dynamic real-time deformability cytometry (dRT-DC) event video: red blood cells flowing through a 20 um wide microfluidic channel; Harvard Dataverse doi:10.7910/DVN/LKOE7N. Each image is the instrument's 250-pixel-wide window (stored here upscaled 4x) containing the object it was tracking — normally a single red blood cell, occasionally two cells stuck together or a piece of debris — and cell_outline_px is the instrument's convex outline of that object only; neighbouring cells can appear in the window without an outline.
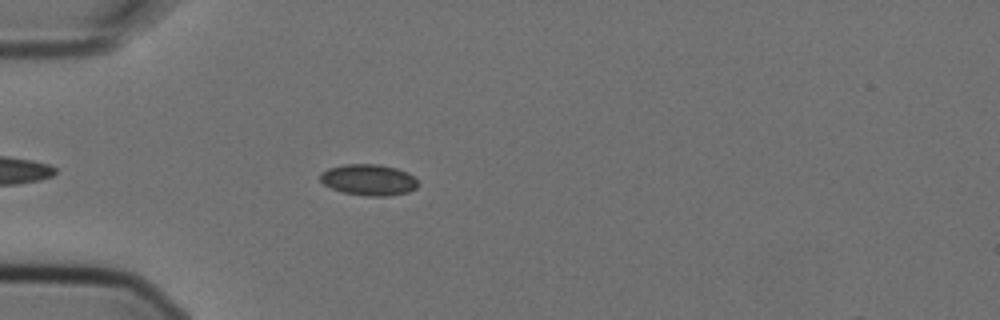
{"species": "Egyptian fruit bat (a non-hibernating species)", "species_latin": "Rousettus aegyptiacus", "temperature_condition": "cold", "stored_images_in_passage": 5, "camera_frame_rate_fps": 3000, "um_per_image_px": 0.085, "animal": {"sex": "female"}, "frame": {"image": 1, "passage_image": 5, "time_ms": 1.333, "image_size_px": [1000, 320], "cell_outline_px": [[416, 188], [408, 192], [388, 196], [368, 196], [344, 192], [332, 188], [324, 184], [320, 180], [320, 172], [328, 168], [344, 164], [380, 164], [396, 168], [408, 172], [416, 180]], "centroid_in_image_um": [31.32, 15.27], "position_along_channel_um": 53.7, "area_um2": 17.69}}